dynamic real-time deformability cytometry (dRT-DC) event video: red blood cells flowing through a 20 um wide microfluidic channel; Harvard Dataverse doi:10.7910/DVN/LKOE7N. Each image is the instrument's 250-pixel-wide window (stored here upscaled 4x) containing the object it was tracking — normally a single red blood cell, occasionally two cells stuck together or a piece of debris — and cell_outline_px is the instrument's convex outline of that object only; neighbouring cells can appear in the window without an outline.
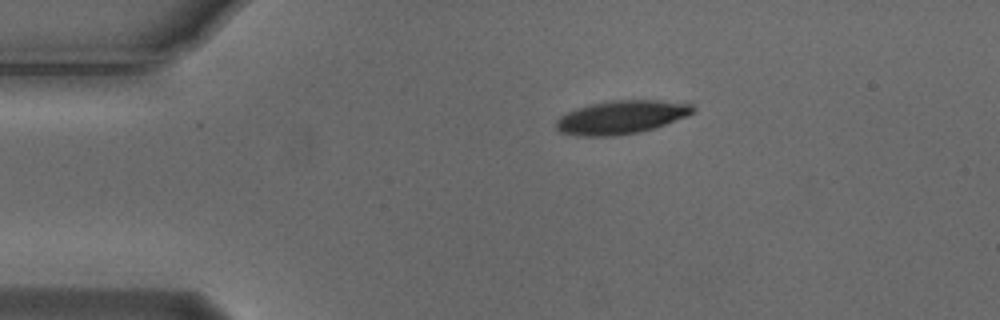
{"species": "Egyptian fruit bat (a non-hibernating species)", "species_latin": "Rousettus aegyptiacus", "temperature_condition": "cold", "stored_images_in_passage": 4, "camera_frame_rate_fps": 3000, "um_per_image_px": 0.085, "animal": {"sex": "male"}, "frame": {"image": 1, "passage_image": 4, "time_ms": 1.0, "image_size_px": [1000, 320], "cell_outline_px": [[696, 108], [688, 116], [640, 132], [612, 136], [576, 136], [560, 132], [556, 128], [556, 120], [560, 116], [576, 108], [588, 104], [608, 100], [660, 100], [692, 104]], "centroid_in_image_um": [52.78, 9.95], "position_along_channel_um": 32.2, "area_um2": 26.7}}